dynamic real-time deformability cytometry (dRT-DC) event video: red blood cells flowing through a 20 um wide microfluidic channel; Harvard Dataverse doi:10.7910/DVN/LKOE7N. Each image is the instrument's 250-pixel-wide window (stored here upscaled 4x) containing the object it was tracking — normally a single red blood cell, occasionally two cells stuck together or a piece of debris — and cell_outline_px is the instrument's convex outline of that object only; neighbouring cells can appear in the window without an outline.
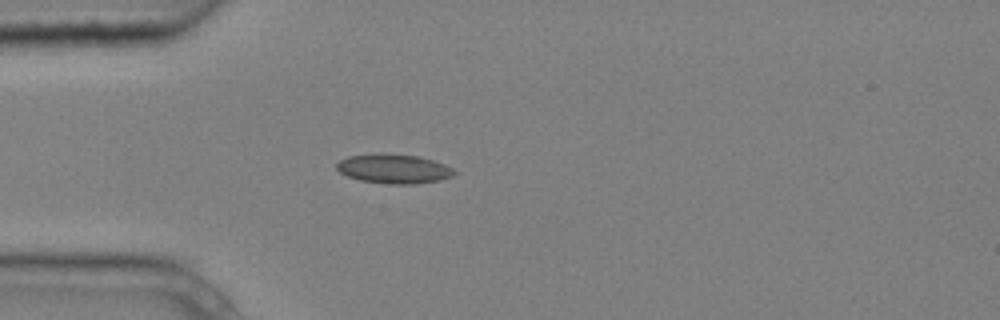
{"species": "common noctule bat (a hibernating species)", "species_latin": "Nyctalus noctula", "temperature_condition": "cold", "stored_images_in_passage": 5, "camera_frame_rate_fps": 3000, "um_per_image_px": 0.085, "animal": {"sex": "male", "body_mass_g": 20.4}, "frame": {"image": 1, "passage_image": 5, "time_ms": 1.333, "image_size_px": [1000, 320], "cell_outline_px": [[456, 172], [452, 176], [440, 180], [416, 184], [388, 184], [360, 180], [348, 176], [340, 172], [336, 168], [336, 164], [340, 160], [348, 156], [384, 152], [416, 156], [432, 160], [444, 164], [452, 168]], "centroid_in_image_um": [33.45, 14.34], "position_along_channel_um": 51.5, "area_um2": 20.17}}